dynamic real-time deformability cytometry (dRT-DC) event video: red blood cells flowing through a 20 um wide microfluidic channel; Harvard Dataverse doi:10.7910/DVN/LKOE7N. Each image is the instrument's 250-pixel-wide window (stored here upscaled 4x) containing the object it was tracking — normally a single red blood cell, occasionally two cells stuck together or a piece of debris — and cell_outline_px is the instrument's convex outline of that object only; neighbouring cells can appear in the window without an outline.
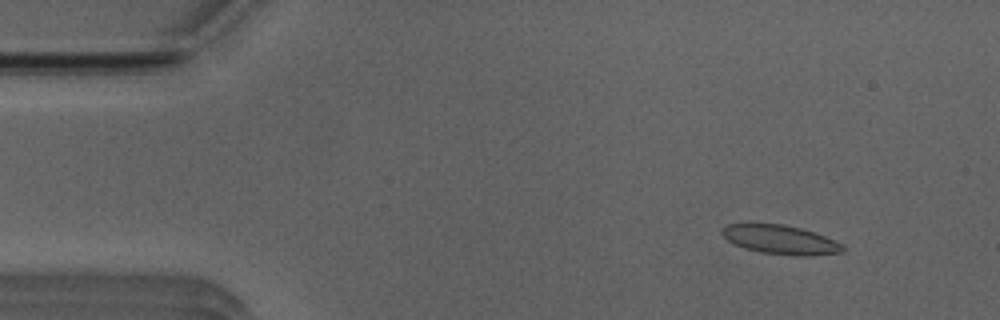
{"species": "Egyptian fruit bat (a non-hibernating species)", "species_latin": "Rousettus aegyptiacus", "temperature_condition": "room temperature", "stored_images_in_passage": 52, "segment_of_instrument_passage": [1, 2], "camera_frame_rate_fps": 3000, "um_per_image_px": 0.085, "animal": {"sex": "male"}, "frame": {"image": 1, "passage_image": 5, "time_ms": 1.333, "image_size_px": [1000, 320], "cell_outline_px": [[844, 252], [812, 256], [792, 256], [760, 252], [744, 248], [732, 244], [720, 232], [720, 228], [728, 224], [784, 224], [800, 228], [824, 236], [844, 244]], "centroid_in_image_um": [66.33, 20.39], "position_along_channel_um": 18.7, "area_um2": 20.58}}
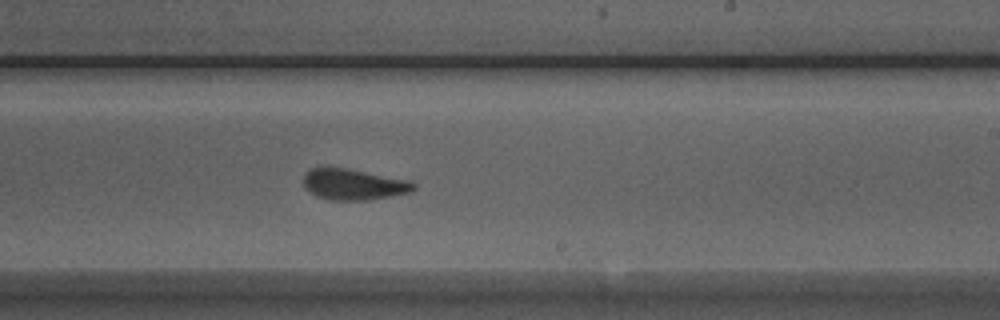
{"frame": {"image": 2, "passage_image": 30, "time_ms": 9.667, "image_size_px": [1000, 320], "cell_outline_px": [[416, 188], [412, 192], [392, 196], [368, 200], [328, 200], [316, 196], [304, 188], [304, 172], [320, 164], [348, 168], [408, 180], [416, 184]], "centroid_in_image_um": [30.0, 15.64], "position_along_channel_um": 259.0, "area_um2": 20.52}}
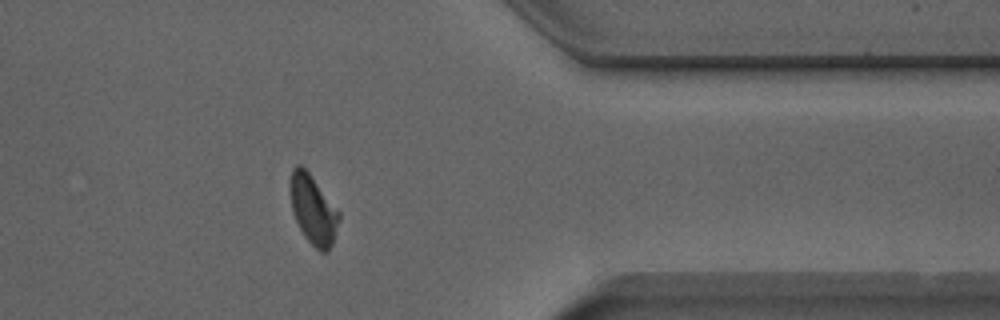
{"frame": {"image": 3, "passage_image": 41, "time_ms": 13.333, "image_size_px": [1000, 320], "cell_outline_px": [[340, 220], [332, 244], [328, 252], [320, 252], [304, 236], [292, 212], [292, 168], [296, 164], [300, 164], [308, 172], [340, 212]], "centroid_in_image_um": [26.65, 17.86], "position_along_channel_um": 384.7, "area_um2": 19.13}}